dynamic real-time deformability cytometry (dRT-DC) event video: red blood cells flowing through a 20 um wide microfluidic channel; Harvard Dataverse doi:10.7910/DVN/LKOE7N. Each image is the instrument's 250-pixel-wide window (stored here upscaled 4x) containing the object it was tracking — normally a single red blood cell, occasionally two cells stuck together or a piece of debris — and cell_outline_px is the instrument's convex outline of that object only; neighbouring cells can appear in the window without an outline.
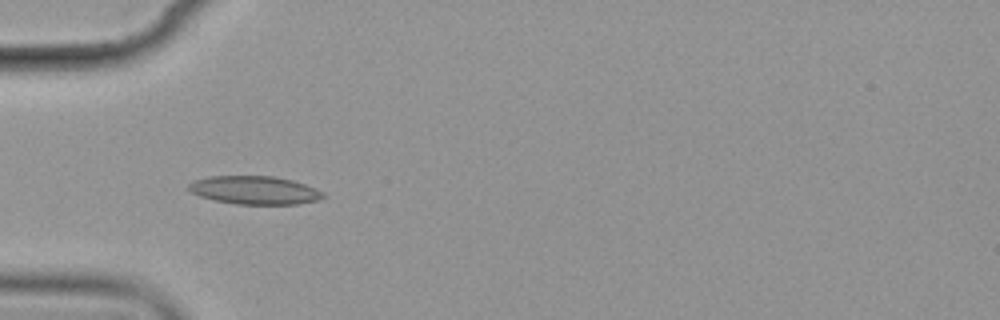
{"species": "common noctule bat (a hibernating species)", "species_latin": "Nyctalus noctula", "temperature_condition": "cold", "stored_images_in_passage": 6, "camera_frame_rate_fps": 3000, "um_per_image_px": 0.085, "animal": {"sex": "female", "body_mass_g": 19.9}, "frame": {"image": 1, "passage_image": 5, "time_ms": 5.333, "image_size_px": [1000, 320], "cell_outline_px": [[328, 196], [320, 200], [296, 204], [236, 204], [212, 200], [200, 196], [192, 192], [188, 188], [188, 184], [192, 180], [208, 176], [272, 176], [292, 180], [316, 188], [324, 192]], "centroid_in_image_um": [21.66, 16.16], "position_along_channel_um": 63.3, "area_um2": 22.37}}
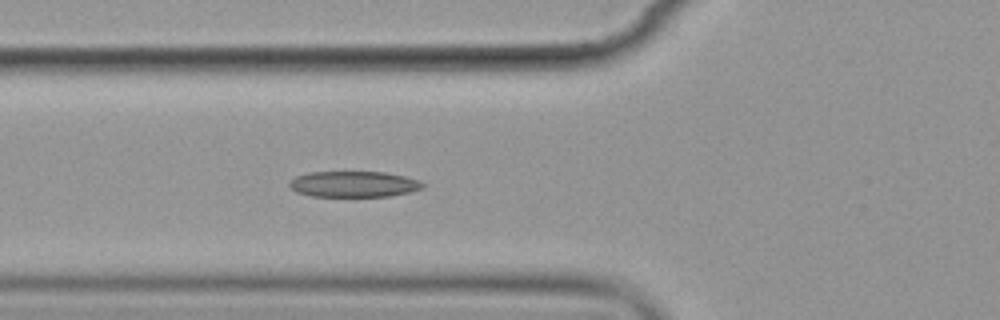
{"frame": {"image": 2, "passage_image": 6, "time_ms": 6.333, "image_size_px": [1000, 320], "cell_outline_px": [[424, 188], [408, 192], [388, 196], [312, 196], [296, 192], [288, 184], [296, 176], [308, 172], [384, 172], [404, 176], [420, 180], [424, 184]], "centroid_in_image_um": [30.07, 15.65], "position_along_channel_um": 95.7, "area_um2": 20.0}}